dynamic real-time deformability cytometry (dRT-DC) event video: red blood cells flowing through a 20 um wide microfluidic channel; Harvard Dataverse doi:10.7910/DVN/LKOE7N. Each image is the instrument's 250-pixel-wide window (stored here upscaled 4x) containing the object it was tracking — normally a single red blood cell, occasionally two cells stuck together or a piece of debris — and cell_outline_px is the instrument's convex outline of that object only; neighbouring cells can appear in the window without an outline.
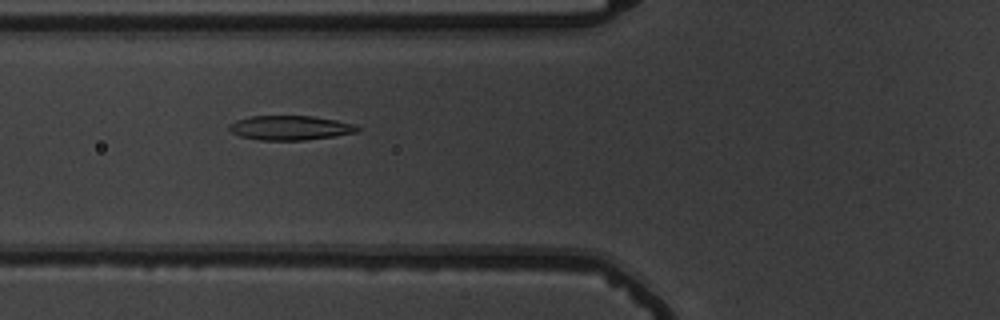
{"species": "common noctule bat (a hibernating species)", "species_latin": "Nyctalus noctula", "temperature_condition": "warm", "stored_images_in_passage": 37, "camera_frame_rate_fps": 3000, "um_per_image_px": 0.085, "animal": {"sex": "male", "body_mass_g": 19.5, "forearm_length_mm": 54.6}, "frame": {"image": 1, "passage_image": 3, "time_ms": 0.667, "image_size_px": [1000, 320], "cell_outline_px": [[364, 128], [360, 132], [304, 140], [260, 140], [240, 136], [232, 132], [228, 128], [228, 124], [236, 120], [248, 116], [312, 116], [336, 120], [352, 124]], "centroid_in_image_um": [24.67, 10.86], "position_along_channel_um": 101.1, "area_um2": 18.32}}
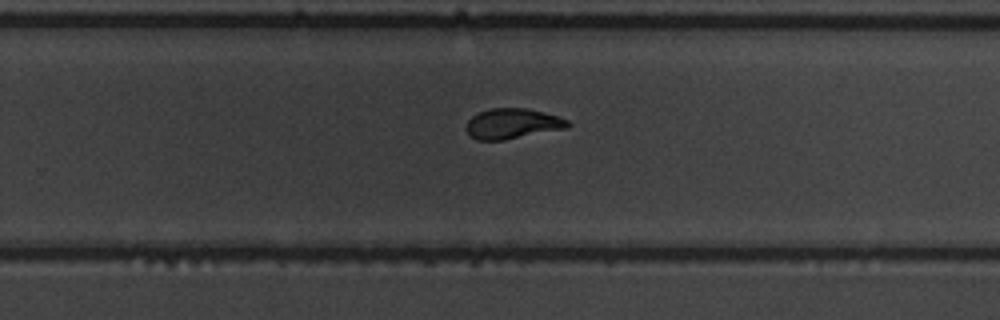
{"frame": {"image": 2, "passage_image": 18, "time_ms": 5.667, "image_size_px": [1000, 320], "cell_outline_px": [[572, 124], [568, 128], [504, 140], [476, 140], [464, 128], [468, 120], [472, 116], [480, 112], [492, 108], [528, 108], [560, 116], [568, 120]], "centroid_in_image_um": [43.59, 10.51], "position_along_channel_um": 286.2, "area_um2": 18.09}}
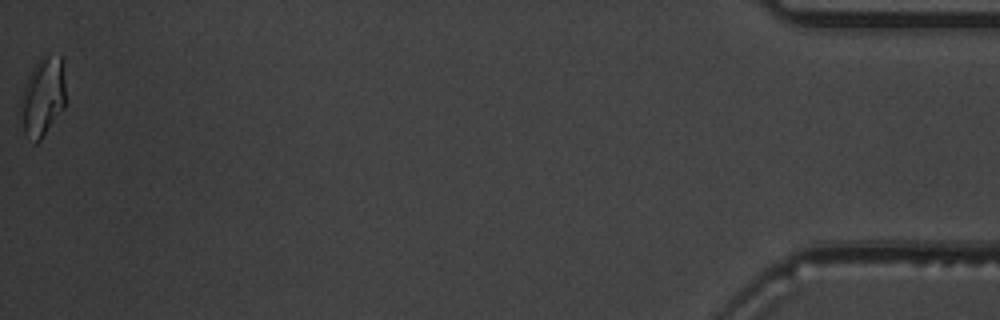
{"frame": {"image": 3, "passage_image": 37, "time_ms": 12.0, "image_size_px": [1000, 320], "cell_outline_px": [[68, 100], [64, 108], [40, 140], [36, 144], [32, 144], [24, 132], [20, 108], [20, 96], [24, 84], [36, 60], [44, 52], [60, 56]], "centroid_in_image_um": [3.64, 8.2], "position_along_channel_um": 431.6, "area_um2": 21.39}}